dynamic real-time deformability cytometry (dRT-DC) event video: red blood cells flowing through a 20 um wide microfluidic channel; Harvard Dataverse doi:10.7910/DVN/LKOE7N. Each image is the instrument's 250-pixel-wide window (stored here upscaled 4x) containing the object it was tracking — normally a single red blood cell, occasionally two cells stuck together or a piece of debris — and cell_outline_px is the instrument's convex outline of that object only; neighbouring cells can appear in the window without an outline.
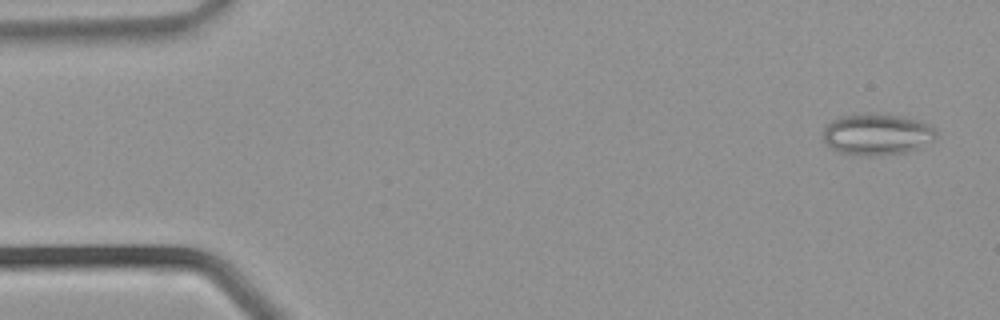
{"species": "common noctule bat (a hibernating species)", "species_latin": "Nyctalus noctula", "temperature_condition": "warm", "stored_images_in_passage": 35, "segment_of_instrument_passage": [1, 2], "camera_frame_rate_fps": 3000, "um_per_image_px": 0.085, "animal": {"sex": "male", "body_mass_g": 21.5, "forearm_length_mm": 52.0}, "frame": {"image": 1, "passage_image": 2, "time_ms": 0.333, "image_size_px": [1000, 320], "cell_outline_px": [[936, 136], [932, 140], [916, 148], [904, 152], [872, 156], [864, 156], [840, 152], [832, 148], [824, 140], [824, 128], [832, 120], [840, 116], [868, 112], [888, 112], [904, 116], [928, 124], [936, 132]], "centroid_in_image_um": [74.52, 11.38], "position_along_channel_um": 10.5, "area_um2": 27.34}}